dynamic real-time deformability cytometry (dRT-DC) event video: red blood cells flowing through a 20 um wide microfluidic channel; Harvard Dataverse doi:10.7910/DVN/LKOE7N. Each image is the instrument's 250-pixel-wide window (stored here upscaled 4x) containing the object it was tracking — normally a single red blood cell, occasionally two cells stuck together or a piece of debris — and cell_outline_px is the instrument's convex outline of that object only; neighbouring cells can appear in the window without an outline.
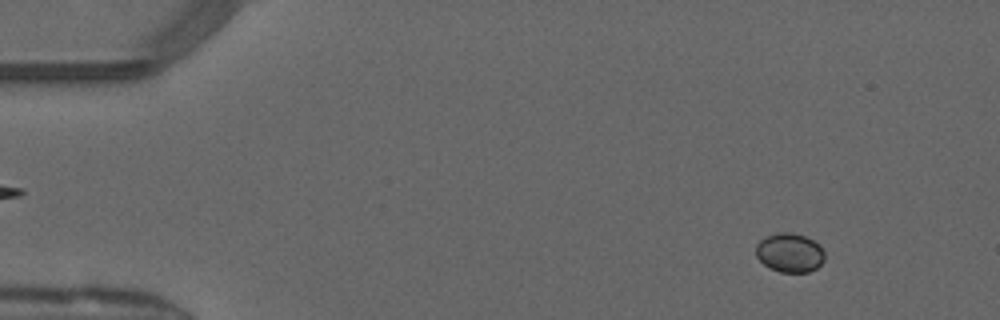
{"species": "common noctule bat (a hibernating species)", "species_latin": "Nyctalus noctula", "temperature_condition": "warm", "stored_images_in_passage": 16, "camera_frame_rate_fps": 3000, "um_per_image_px": 0.085, "animal": {"sex": "male", "forearm_length_mm": 52.5}, "frame": {"image": 1, "passage_image": 6, "time_ms": 1.667, "image_size_px": [1000, 320], "cell_outline_px": [[824, 260], [816, 268], [808, 272], [780, 272], [768, 268], [756, 256], [756, 244], [764, 236], [776, 232], [792, 232], [804, 236], [820, 244], [824, 252]], "centroid_in_image_um": [67.1, 21.47], "position_along_channel_um": 17.9, "area_um2": 15.84}}
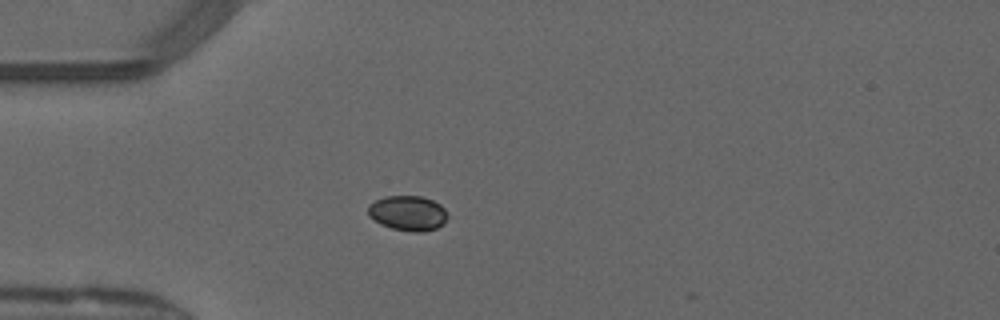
{"frame": {"image": 2, "passage_image": 15, "time_ms": 4.667, "image_size_px": [1000, 320], "cell_outline_px": [[448, 216], [444, 224], [436, 228], [420, 232], [412, 232], [392, 228], [380, 224], [368, 216], [368, 204], [384, 196], [420, 196], [432, 200], [440, 204], [444, 208]], "centroid_in_image_um": [34.66, 18.11], "position_along_channel_um": 50.3, "area_um2": 16.3}}